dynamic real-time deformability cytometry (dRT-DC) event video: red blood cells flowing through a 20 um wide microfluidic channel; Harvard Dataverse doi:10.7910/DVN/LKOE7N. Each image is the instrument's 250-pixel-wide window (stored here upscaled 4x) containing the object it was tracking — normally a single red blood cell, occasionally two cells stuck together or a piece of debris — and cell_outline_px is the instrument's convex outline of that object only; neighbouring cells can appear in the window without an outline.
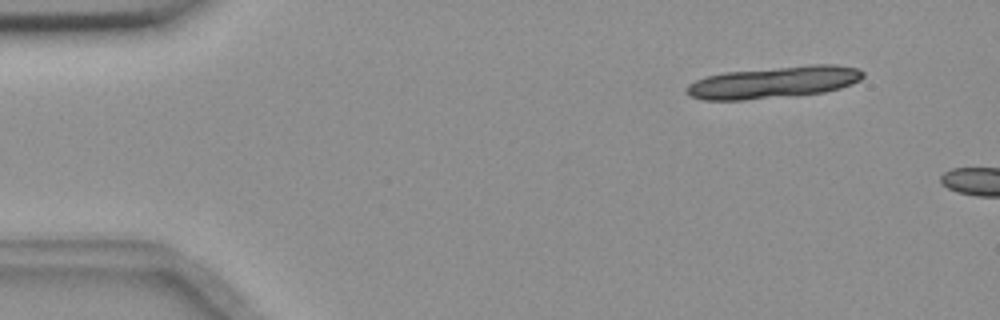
{"species": "common noctule bat (a hibernating species)", "species_latin": "Nyctalus noctula", "temperature_condition": "room temperature", "stored_images_in_passage": 5, "camera_frame_rate_fps": 3000, "um_per_image_px": 0.085, "animal": {"sex": "female", "body_mass_g": 18.4}, "frame": {"image": 1, "passage_image": 1, "time_ms": 0.0, "image_size_px": [1000, 320], "cell_outline_px": [[864, 76], [860, 80], [852, 84], [840, 88], [824, 92], [796, 96], [744, 100], [704, 100], [688, 96], [684, 92], [684, 88], [688, 84], [704, 76], [724, 72], [808, 64], [836, 64], [860, 68], [864, 72]], "centroid_in_image_um": [65.76, 6.99], "position_along_channel_um": 19.2, "area_um2": 33.52}}